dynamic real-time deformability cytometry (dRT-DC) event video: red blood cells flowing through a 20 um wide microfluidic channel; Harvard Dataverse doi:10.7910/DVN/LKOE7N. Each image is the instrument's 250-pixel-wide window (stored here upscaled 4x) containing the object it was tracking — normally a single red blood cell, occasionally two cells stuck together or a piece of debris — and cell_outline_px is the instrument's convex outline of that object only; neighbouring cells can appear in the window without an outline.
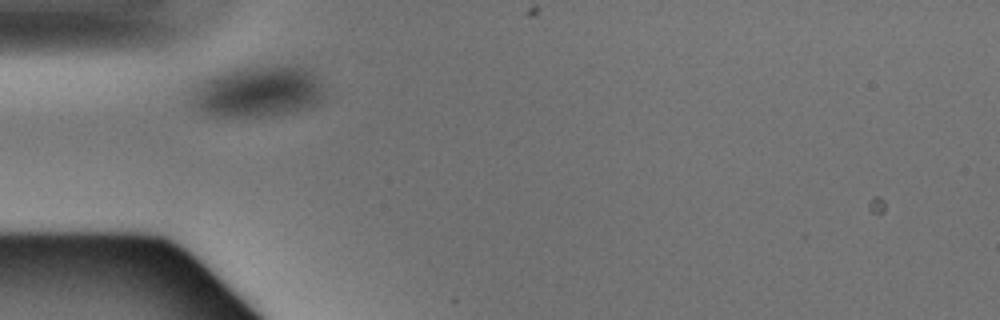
{"species": "Egyptian fruit bat (a non-hibernating species)", "species_latin": "Rousettus aegyptiacus", "temperature_condition": "warm", "stored_images_in_passage": 2, "camera_frame_rate_fps": 3000, "um_per_image_px": 0.085, "animal": {"sex": "male"}, "frame": {"image": 1, "passage_image": 1, "time_ms": 0.0, "image_size_px": [1000, 320], "cell_outline_px": [[324, 96], [316, 104], [308, 108], [292, 112], [264, 116], [212, 116], [204, 112], [192, 104], [192, 88], [204, 76], [212, 72], [232, 68], [288, 64], [292, 64], [308, 68], [312, 72], [320, 84], [324, 92]], "centroid_in_image_um": [21.87, 7.73], "position_along_channel_um": 63.1, "area_um2": 40.46}}
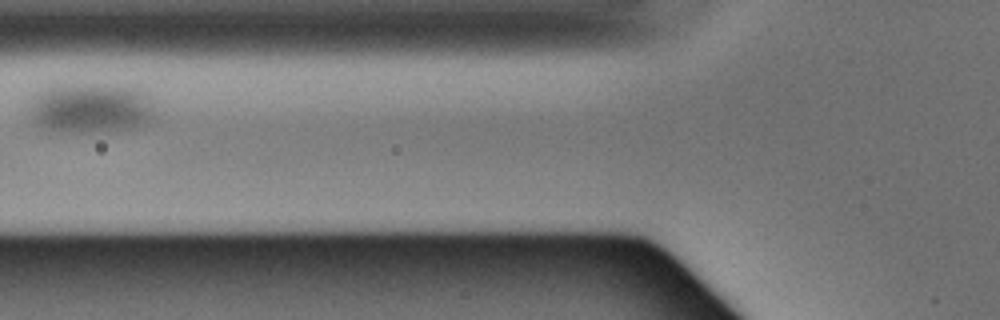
{"frame": {"image": 2, "passage_image": 2, "time_ms": 0.333, "image_size_px": [1000, 320], "cell_outline_px": [[156, 120], [148, 124], [136, 128], [108, 132], [64, 132], [40, 128], [32, 120], [28, 112], [28, 100], [36, 92], [52, 84], [108, 84], [140, 88], [148, 92], [156, 108]], "centroid_in_image_um": [7.75, 9.18], "position_along_channel_um": 118.0, "area_um2": 38.73}}